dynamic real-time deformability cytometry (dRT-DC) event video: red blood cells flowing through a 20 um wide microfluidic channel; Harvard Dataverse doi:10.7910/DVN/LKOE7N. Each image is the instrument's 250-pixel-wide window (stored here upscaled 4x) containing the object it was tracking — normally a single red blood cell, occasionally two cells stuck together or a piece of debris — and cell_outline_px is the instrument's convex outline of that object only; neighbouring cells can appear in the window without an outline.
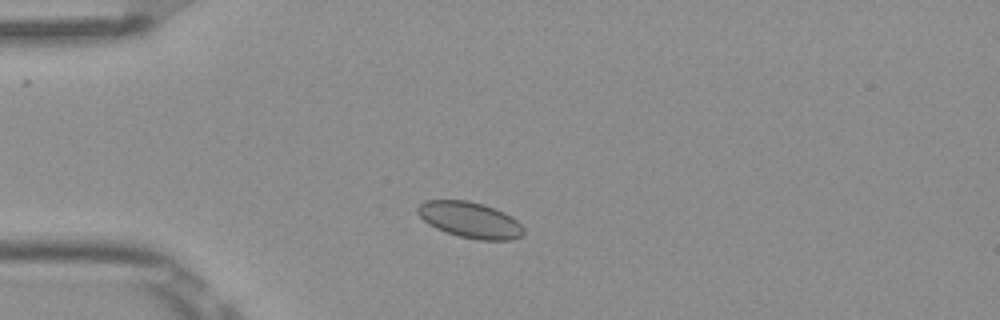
{"species": "Egyptian fruit bat (a non-hibernating species)", "species_latin": "Rousettus aegyptiacus", "temperature_condition": "room temperature", "stored_images_in_passage": 4, "camera_frame_rate_fps": 3000, "um_per_image_px": 0.085, "frame": {"image": 1, "passage_image": 2, "time_ms": 0.333, "image_size_px": [1000, 320], "cell_outline_px": [[524, 232], [520, 236], [512, 240], [480, 240], [460, 236], [436, 228], [428, 224], [416, 212], [416, 208], [424, 200], [468, 200], [484, 204], [496, 208], [512, 216], [524, 228]], "centroid_in_image_um": [39.96, 18.68], "position_along_channel_um": 45.0, "area_um2": 22.25}}
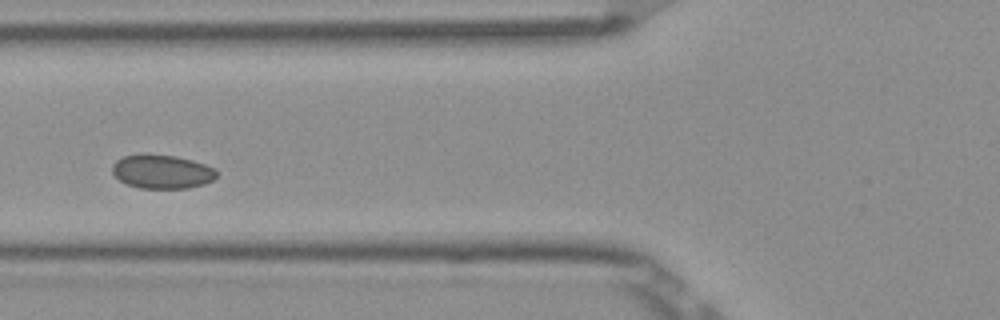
{"frame": {"image": 2, "passage_image": 4, "time_ms": 1.0, "image_size_px": [1000, 320], "cell_outline_px": [[216, 176], [212, 180], [204, 184], [188, 188], [140, 188], [128, 184], [120, 180], [112, 172], [112, 164], [116, 160], [124, 156], [140, 152], [144, 152], [176, 156], [192, 160], [216, 168]], "centroid_in_image_um": [13.74, 14.56], "position_along_channel_um": 112.1, "area_um2": 20.87}}